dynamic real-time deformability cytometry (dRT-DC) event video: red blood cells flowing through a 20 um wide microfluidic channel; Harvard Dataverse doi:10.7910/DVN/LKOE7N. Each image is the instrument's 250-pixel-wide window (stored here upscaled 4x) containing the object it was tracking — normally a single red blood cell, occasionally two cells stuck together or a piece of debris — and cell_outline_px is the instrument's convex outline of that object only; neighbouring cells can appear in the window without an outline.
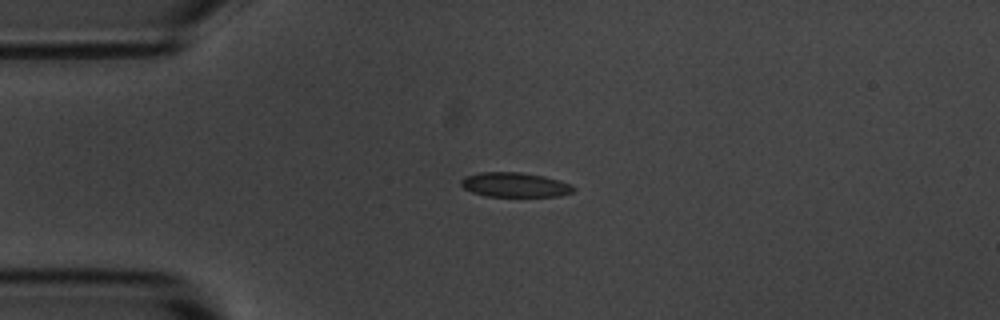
{"species": "common noctule bat (a hibernating species)", "species_latin": "Nyctalus noctula", "temperature_condition": "room temperature", "stored_images_in_passage": 2, "camera_frame_rate_fps": 3000, "um_per_image_px": 0.085, "animal": {"sex": "male", "body_mass_g": 20.1, "forearm_length_mm": 53.5}, "frame": {"image": 1, "passage_image": 1, "time_ms": 0.0, "image_size_px": [1000, 320], "cell_outline_px": [[576, 188], [572, 192], [560, 196], [484, 196], [472, 192], [464, 188], [460, 184], [460, 180], [464, 176], [480, 172], [520, 172], [544, 176], [560, 180], [572, 184]], "centroid_in_image_um": [43.76, 15.7], "position_along_channel_um": 41.2, "area_um2": 16.24}}